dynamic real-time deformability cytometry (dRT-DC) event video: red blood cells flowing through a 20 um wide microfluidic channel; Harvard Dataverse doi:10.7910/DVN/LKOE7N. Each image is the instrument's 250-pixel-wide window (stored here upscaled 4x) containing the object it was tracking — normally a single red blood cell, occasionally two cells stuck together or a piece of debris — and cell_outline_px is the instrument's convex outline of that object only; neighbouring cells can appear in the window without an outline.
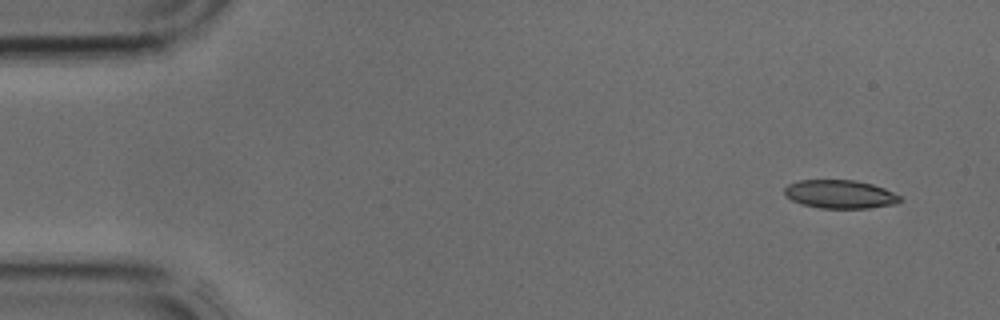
{"species": "common noctule bat (a hibernating species)", "species_latin": "Nyctalus noctula", "temperature_condition": "cold", "stored_images_in_passage": 3, "camera_frame_rate_fps": 3000, "um_per_image_px": 0.085, "animal": {"sex": "male", "body_mass_g": 17.9, "forearm_length_mm": 54.2}, "frame": {"image": 1, "passage_image": 1, "time_ms": 0.0, "image_size_px": [1000, 320], "cell_outline_px": [[904, 200], [896, 204], [868, 208], [820, 208], [800, 204], [784, 196], [784, 188], [788, 184], [800, 180], [856, 180], [872, 184], [884, 188], [900, 196]], "centroid_in_image_um": [71.39, 16.51], "position_along_channel_um": 13.6, "area_um2": 19.31}}
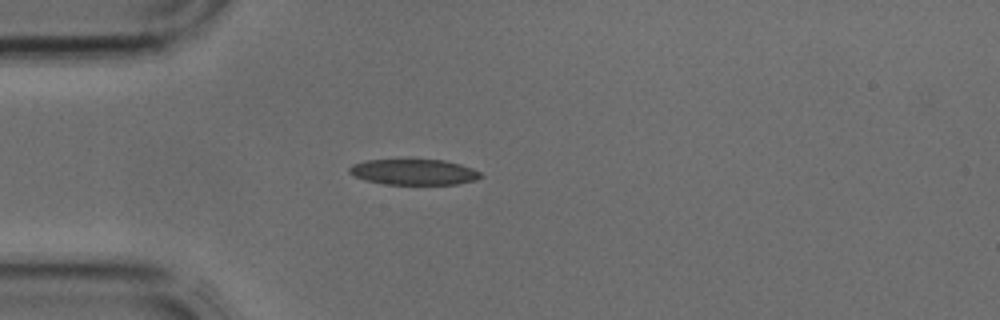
{"frame": {"image": 2, "passage_image": 3, "time_ms": 0.667, "image_size_px": [1000, 320], "cell_outline_px": [[484, 176], [476, 180], [456, 184], [384, 184], [368, 180], [356, 176], [348, 172], [348, 168], [352, 164], [368, 160], [408, 156], [444, 160], [460, 164], [472, 168], [480, 172]], "centroid_in_image_um": [35.18, 14.56], "position_along_channel_um": 49.8, "area_um2": 20.58}}